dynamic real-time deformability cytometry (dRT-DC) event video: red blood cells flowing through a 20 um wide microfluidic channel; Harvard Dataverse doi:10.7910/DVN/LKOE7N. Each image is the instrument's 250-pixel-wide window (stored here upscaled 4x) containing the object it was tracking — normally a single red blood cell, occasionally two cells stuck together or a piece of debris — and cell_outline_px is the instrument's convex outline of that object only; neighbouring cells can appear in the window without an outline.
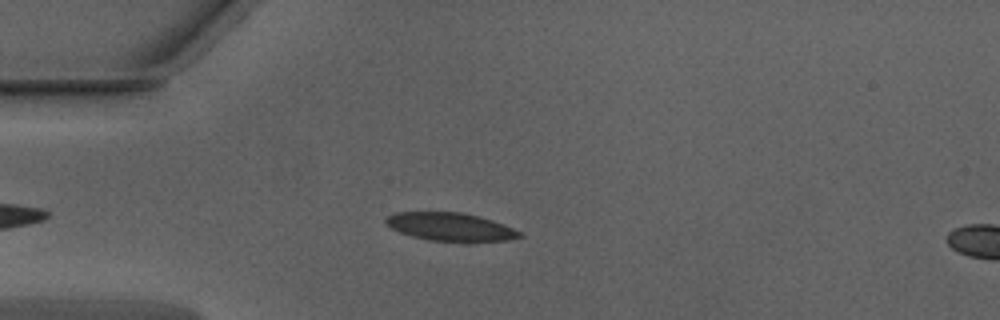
{"species": "Egyptian fruit bat (a non-hibernating species)", "species_latin": "Rousettus aegyptiacus", "temperature_condition": "warm", "stored_images_in_passage": 13, "camera_frame_rate_fps": 3000, "um_per_image_px": 0.085, "animal": {"sex": "male"}, "frame": {"image": 1, "passage_image": 10, "time_ms": 3.0, "image_size_px": [1000, 320], "cell_outline_px": [[524, 236], [508, 240], [428, 240], [412, 236], [400, 232], [384, 224], [384, 220], [388, 216], [396, 212], [460, 212], [492, 220], [512, 228], [520, 232]], "centroid_in_image_um": [38.22, 19.26], "position_along_channel_um": 46.8, "area_um2": 21.33}}